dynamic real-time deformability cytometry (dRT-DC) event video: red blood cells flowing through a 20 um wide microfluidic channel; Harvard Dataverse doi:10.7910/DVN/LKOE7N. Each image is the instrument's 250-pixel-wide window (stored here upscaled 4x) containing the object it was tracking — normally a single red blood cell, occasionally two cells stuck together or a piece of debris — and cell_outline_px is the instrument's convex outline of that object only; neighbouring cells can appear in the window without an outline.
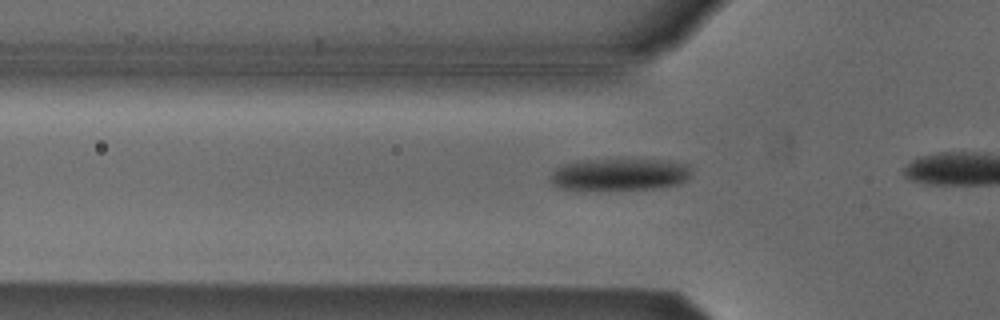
{"species": "Egyptian fruit bat (a non-hibernating species)", "species_latin": "Rousettus aegyptiacus", "temperature_condition": "cold", "stored_images_in_passage": 10, "camera_frame_rate_fps": 3000, "um_per_image_px": 0.085, "animal": {"sex": "male"}, "frame": {"image": 1, "passage_image": 4, "time_ms": 1.0, "image_size_px": [1000, 320], "cell_outline_px": [[692, 168], [688, 176], [680, 184], [660, 188], [556, 188], [552, 184], [552, 172], [556, 168], [564, 164], [576, 160], [668, 160], [688, 164]], "centroid_in_image_um": [52.71, 14.8], "position_along_channel_um": 73.1, "area_um2": 25.78}}